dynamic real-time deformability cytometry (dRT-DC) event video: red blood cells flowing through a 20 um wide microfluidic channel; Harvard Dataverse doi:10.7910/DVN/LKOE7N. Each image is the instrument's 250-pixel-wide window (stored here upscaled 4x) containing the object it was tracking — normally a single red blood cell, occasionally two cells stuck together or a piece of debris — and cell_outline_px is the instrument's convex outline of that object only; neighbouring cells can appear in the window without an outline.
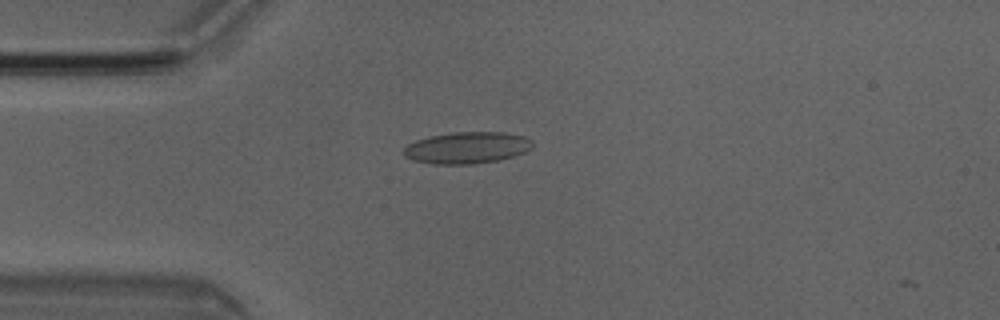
{"species": "Egyptian fruit bat (a non-hibernating species)", "species_latin": "Rousettus aegyptiacus", "temperature_condition": "room temperature", "stored_images_in_passage": 5, "camera_frame_rate_fps": 3000, "um_per_image_px": 0.085, "animal": {"sex": "male"}, "frame": {"image": 1, "passage_image": 4, "time_ms": 1.0, "image_size_px": [1000, 320], "cell_outline_px": [[532, 148], [524, 152], [500, 160], [472, 164], [432, 164], [412, 160], [404, 156], [404, 148], [408, 144], [416, 140], [428, 136], [452, 132], [504, 132], [524, 136], [532, 140]], "centroid_in_image_um": [39.68, 12.55], "position_along_channel_um": 45.3, "area_um2": 23.87}}